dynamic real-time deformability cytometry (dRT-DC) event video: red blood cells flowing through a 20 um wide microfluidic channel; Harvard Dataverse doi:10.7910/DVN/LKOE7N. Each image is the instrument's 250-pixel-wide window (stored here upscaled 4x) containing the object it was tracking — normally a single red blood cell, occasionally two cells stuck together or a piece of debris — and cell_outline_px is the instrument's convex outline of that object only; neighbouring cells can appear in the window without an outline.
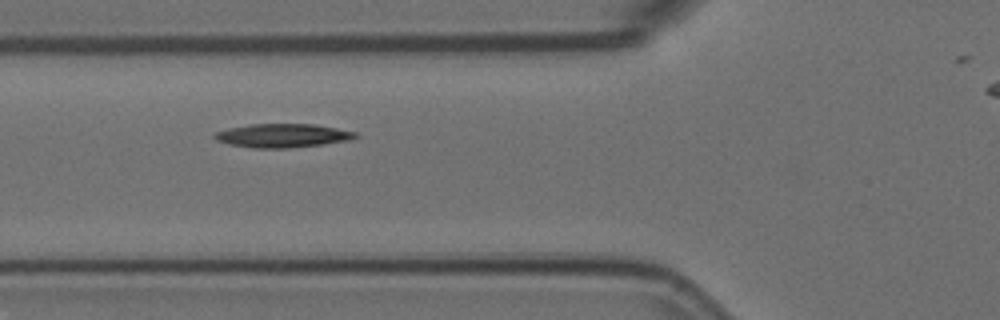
{"species": "Egyptian fruit bat (a non-hibernating species)", "species_latin": "Rousettus aegyptiacus", "temperature_condition": "room temperature", "stored_images_in_passage": 7, "camera_frame_rate_fps": 3000, "um_per_image_px": 0.085, "animal": {"sex": "female"}, "frame": {"image": 1, "passage_image": 2, "time_ms": 0.333, "image_size_px": [1000, 320], "cell_outline_px": [[360, 136], [348, 140], [320, 144], [288, 148], [252, 148], [228, 144], [216, 140], [212, 136], [216, 132], [228, 128], [252, 124], [316, 124], [356, 132]], "centroid_in_image_um": [23.99, 11.52], "position_along_channel_um": 101.8, "area_um2": 19.36}}
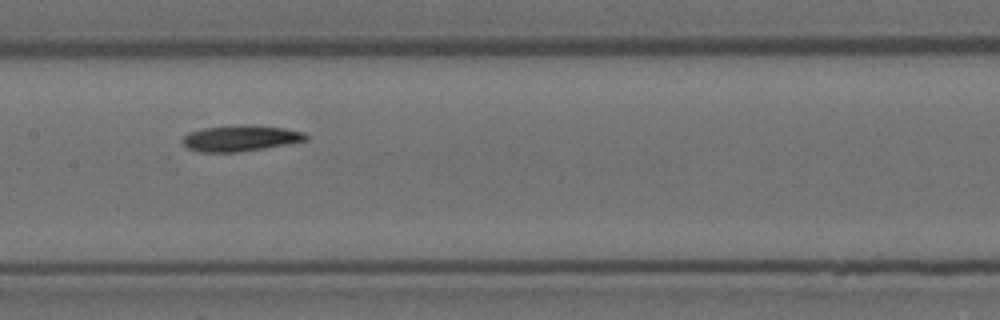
{"frame": {"image": 2, "passage_image": 4, "time_ms": 1.0, "image_size_px": [1000, 320], "cell_outline_px": [[308, 140], [264, 148], [240, 152], [200, 152], [188, 148], [180, 140], [188, 132], [204, 128], [240, 124], [248, 124], [284, 128], [304, 132], [308, 136]], "centroid_in_image_um": [20.42, 11.74], "position_along_channel_um": 187.0, "area_um2": 18.79}}
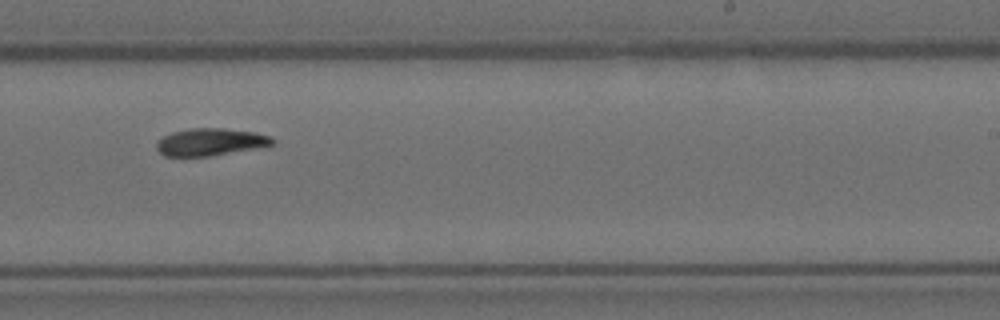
{"frame": {"image": 3, "passage_image": 6, "time_ms": 1.667, "image_size_px": [1000, 320], "cell_outline_px": [[276, 144], [212, 156], [164, 156], [156, 148], [156, 144], [164, 136], [172, 132], [188, 128], [224, 128], [256, 132], [268, 136], [276, 140]], "centroid_in_image_um": [17.9, 12.06], "position_along_channel_um": 271.1, "area_um2": 18.44}}